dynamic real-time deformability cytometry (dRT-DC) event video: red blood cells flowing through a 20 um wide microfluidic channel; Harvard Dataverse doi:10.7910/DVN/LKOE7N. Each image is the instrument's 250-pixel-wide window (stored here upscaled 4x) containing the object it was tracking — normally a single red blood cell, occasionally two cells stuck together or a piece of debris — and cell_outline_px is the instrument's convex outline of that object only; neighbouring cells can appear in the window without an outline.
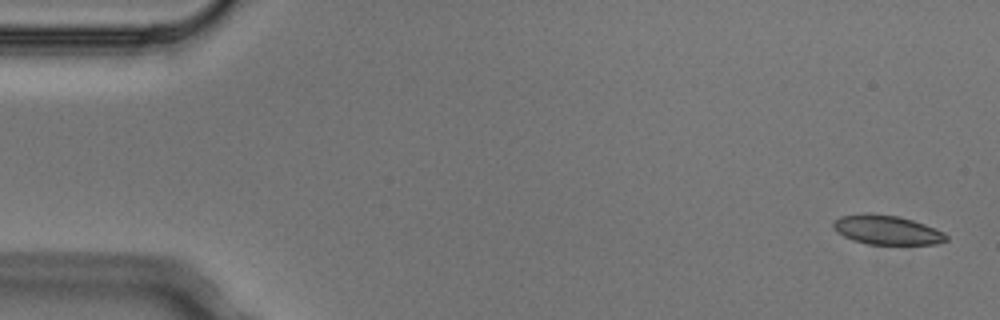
{"species": "Egyptian fruit bat (a non-hibernating species)", "species_latin": "Rousettus aegyptiacus", "temperature_condition": "cold", "stored_images_in_passage": 7, "camera_frame_rate_fps": 3000, "um_per_image_px": 0.085, "animal": {"sex": "male"}, "frame": {"image": 1, "passage_image": 1, "time_ms": 0.0, "image_size_px": [1000, 320], "cell_outline_px": [[948, 240], [936, 244], [868, 244], [852, 240], [836, 232], [832, 228], [832, 224], [840, 216], [864, 212], [872, 212], [900, 216], [924, 224], [944, 232], [948, 236]], "centroid_in_image_um": [75.35, 19.53], "position_along_channel_um": 9.6, "area_um2": 19.54}}
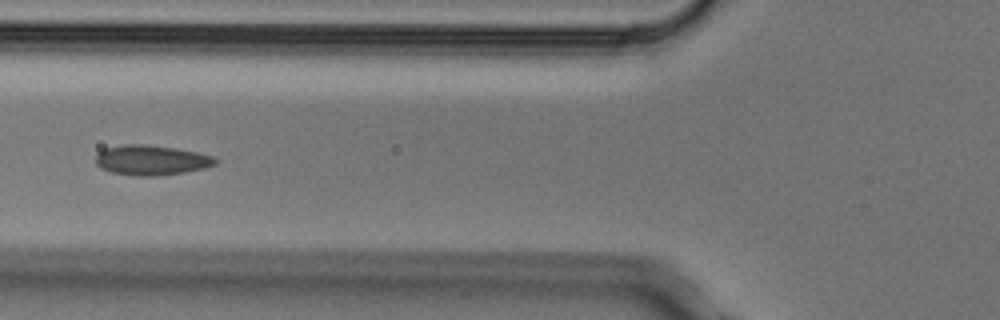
{"frame": {"image": 2, "passage_image": 6, "time_ms": 1.667, "image_size_px": [1000, 320], "cell_outline_px": [[216, 164], [204, 168], [184, 172], [156, 176], [136, 176], [112, 172], [100, 168], [96, 164], [96, 156], [104, 148], [124, 144], [140, 144], [172, 148], [196, 152], [212, 156], [216, 160]], "centroid_in_image_um": [12.82, 13.62], "position_along_channel_um": 113.0, "area_um2": 20.63}}
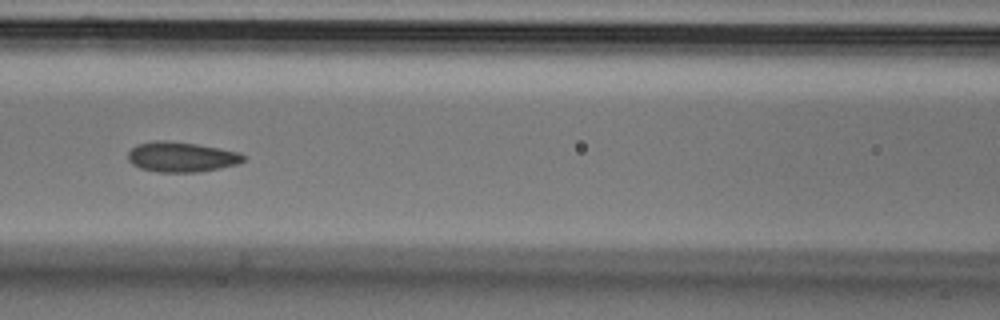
{"frame": {"image": 3, "passage_image": 7, "time_ms": 2.0, "image_size_px": [1000, 320], "cell_outline_px": [[244, 160], [236, 164], [200, 172], [160, 172], [140, 168], [132, 164], [128, 160], [128, 152], [136, 144], [152, 140], [168, 140], [196, 144], [240, 152], [244, 156]], "centroid_in_image_um": [15.37, 13.33], "position_along_channel_um": 151.2, "area_um2": 20.23}}